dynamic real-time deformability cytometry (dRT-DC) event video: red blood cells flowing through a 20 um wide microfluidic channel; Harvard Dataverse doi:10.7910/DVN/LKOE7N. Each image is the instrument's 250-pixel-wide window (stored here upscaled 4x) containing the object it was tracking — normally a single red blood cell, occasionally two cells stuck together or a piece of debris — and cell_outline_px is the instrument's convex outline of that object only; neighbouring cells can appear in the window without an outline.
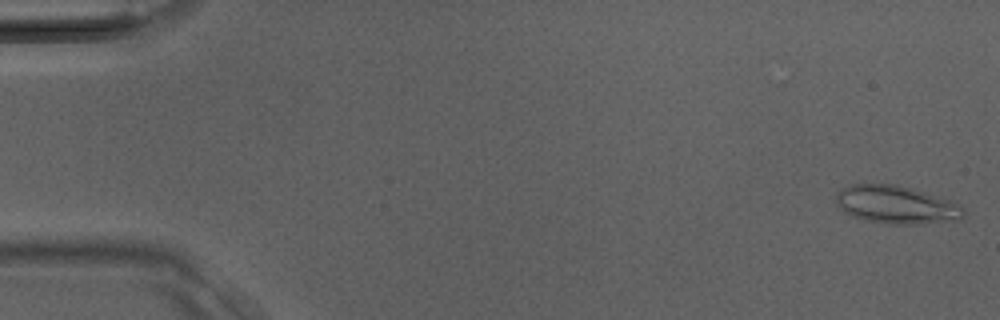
{"species": "Egyptian fruit bat (a non-hibernating species)", "species_latin": "Rousettus aegyptiacus", "temperature_condition": "room temperature", "stored_images_in_passage": 40, "camera_frame_rate_fps": 3000, "um_per_image_px": 0.085, "animal": {"sex": "male"}, "frame": {"image": 1, "passage_image": 1, "time_ms": 0.0, "image_size_px": [1000, 320], "cell_outline_px": [[964, 216], [960, 220], [920, 224], [888, 224], [864, 220], [852, 216], [844, 212], [836, 204], [836, 192], [840, 188], [848, 184], [896, 184], [912, 188], [960, 204], [964, 208]], "centroid_in_image_um": [76.16, 17.4], "position_along_channel_um": 8.8, "area_um2": 28.55}}
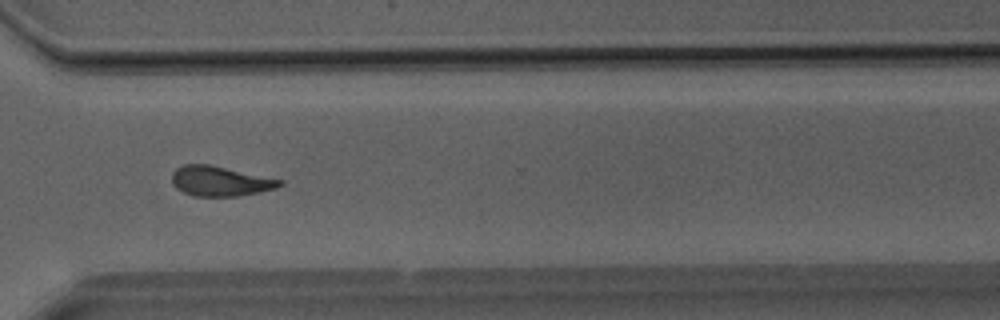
{"frame": {"image": 2, "passage_image": 29, "time_ms": 9.333, "image_size_px": [1000, 320], "cell_outline_px": [[284, 184], [276, 188], [260, 192], [236, 196], [192, 196], [176, 188], [172, 184], [172, 172], [176, 168], [184, 164], [208, 164], [284, 180]], "centroid_in_image_um": [18.71, 15.4], "position_along_channel_um": 351.9, "area_um2": 18.84}}
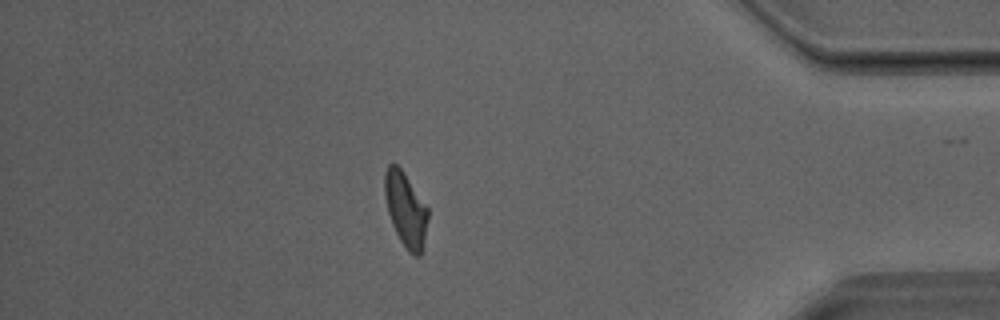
{"frame": {"image": 3, "passage_image": 34, "time_ms": 11.0, "image_size_px": [1000, 320], "cell_outline_px": [[428, 216], [420, 256], [412, 256], [408, 252], [400, 240], [392, 224], [388, 212], [384, 192], [384, 176], [388, 164], [396, 164], [400, 168], [428, 208]], "centroid_in_image_um": [34.46, 17.82], "position_along_channel_um": 400.7, "area_um2": 18.32}}